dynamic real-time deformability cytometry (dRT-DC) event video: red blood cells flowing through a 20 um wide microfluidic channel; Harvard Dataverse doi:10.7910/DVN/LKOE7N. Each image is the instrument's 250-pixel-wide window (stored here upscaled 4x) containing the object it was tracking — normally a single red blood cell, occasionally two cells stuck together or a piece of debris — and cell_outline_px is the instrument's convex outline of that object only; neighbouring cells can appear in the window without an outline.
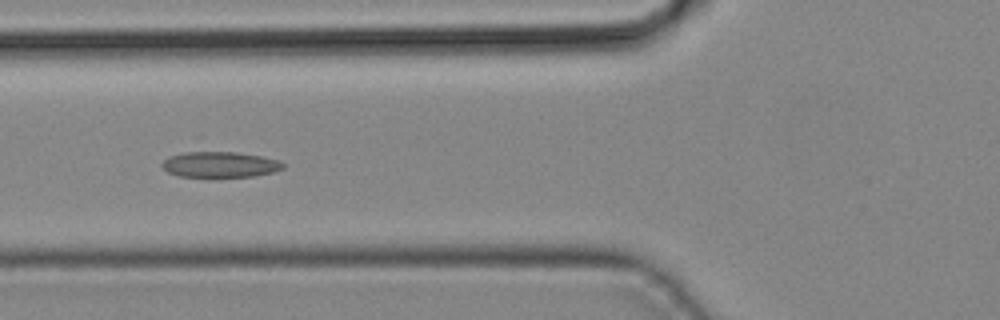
{"species": "common noctule bat (a hibernating species)", "species_latin": "Nyctalus noctula", "temperature_condition": "cold", "stored_images_in_passage": 18, "camera_frame_rate_fps": 3000, "um_per_image_px": 0.085, "animal": {"sex": "male", "body_mass_g": 19.2, "forearm_length_mm": 51.8}, "frame": {"image": 1, "passage_image": 16, "time_ms": 5.0, "image_size_px": [1000, 320], "cell_outline_px": [[284, 168], [272, 172], [252, 176], [216, 180], [180, 176], [168, 172], [160, 164], [168, 156], [184, 152], [236, 152], [260, 156], [276, 160], [284, 164]], "centroid_in_image_um": [18.64, 14.03], "position_along_channel_um": 107.2, "area_um2": 18.79}}